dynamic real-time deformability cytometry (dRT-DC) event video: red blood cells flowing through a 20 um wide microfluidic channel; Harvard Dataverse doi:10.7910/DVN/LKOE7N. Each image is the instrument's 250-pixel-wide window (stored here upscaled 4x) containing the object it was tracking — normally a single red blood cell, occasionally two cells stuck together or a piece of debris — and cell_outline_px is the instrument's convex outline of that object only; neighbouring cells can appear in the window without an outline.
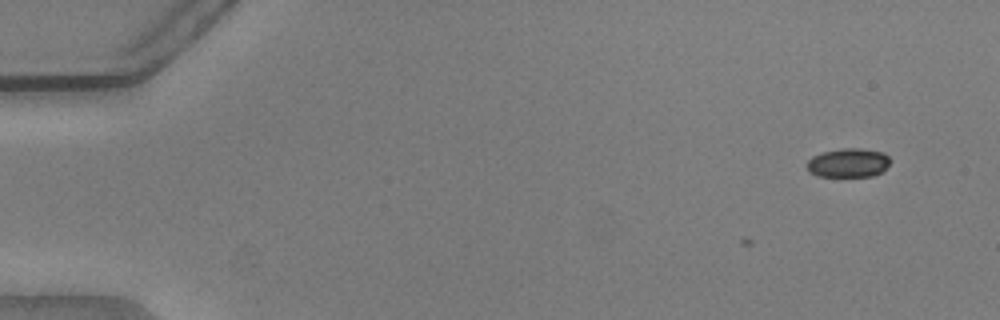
{"species": "common noctule bat (a hibernating species)", "species_latin": "Nyctalus noctula", "temperature_condition": "warm", "stored_images_in_passage": 2, "camera_frame_rate_fps": 3000, "um_per_image_px": 0.085, "animal": {"sex": "male", "body_mass_g": 20.5, "forearm_length_mm": 52.5}, "frame": {"image": 1, "passage_image": 2, "time_ms": 0.333, "image_size_px": [1000, 320], "cell_outline_px": [[888, 164], [880, 172], [872, 176], [820, 176], [812, 172], [808, 168], [808, 160], [812, 156], [820, 152], [840, 148], [860, 148], [884, 152], [888, 156]], "centroid_in_image_um": [72.09, 13.81], "position_along_channel_um": 12.9, "area_um2": 13.87}}